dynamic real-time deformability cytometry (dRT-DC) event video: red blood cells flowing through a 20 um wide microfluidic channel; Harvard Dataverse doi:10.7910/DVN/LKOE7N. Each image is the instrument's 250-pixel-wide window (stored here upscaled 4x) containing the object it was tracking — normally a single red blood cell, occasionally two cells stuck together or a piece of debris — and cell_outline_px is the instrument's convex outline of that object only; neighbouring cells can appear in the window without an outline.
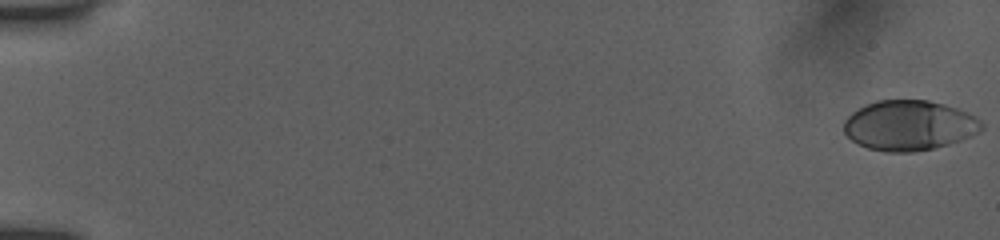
{"species": "human", "species_latin": "Homo sapiens", "temperature_condition": "room temperature", "stored_images_in_passage": 54, "camera_frame_rate_fps": 3000, "um_per_image_px": 0.085, "donor": {"sex": "female"}, "frame": {"image": 1, "passage_image": 1, "time_ms": 0.0, "image_size_px": [1000, 240], "cell_outline_px": [[984, 128], [968, 136], [948, 144], [932, 148], [912, 152], [888, 152], [868, 148], [852, 140], [844, 132], [844, 120], [852, 112], [864, 104], [876, 100], [928, 100], [944, 104], [968, 112], [976, 116], [984, 124]], "centroid_in_image_um": [77.26, 10.64], "position_along_channel_um": 7.7, "area_um2": 40.06}}
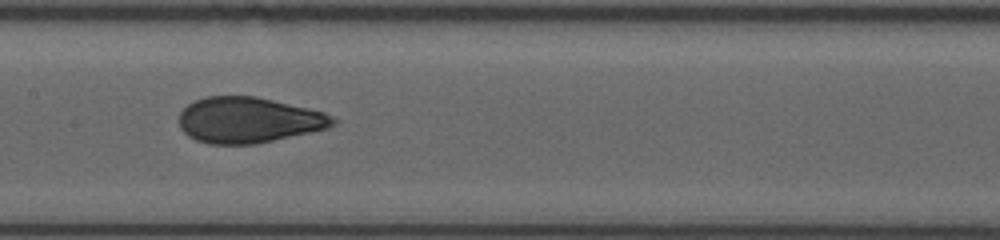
{"frame": {"image": 2, "passage_image": 29, "time_ms": 9.333, "image_size_px": [1000, 240], "cell_outline_px": [[336, 124], [328, 128], [256, 144], [208, 144], [196, 140], [188, 136], [180, 128], [180, 112], [188, 104], [196, 100], [208, 96], [256, 96], [308, 108], [324, 112], [336, 120]], "centroid_in_image_um": [21.11, 10.21], "position_along_channel_um": 186.3, "area_um2": 40.86}}
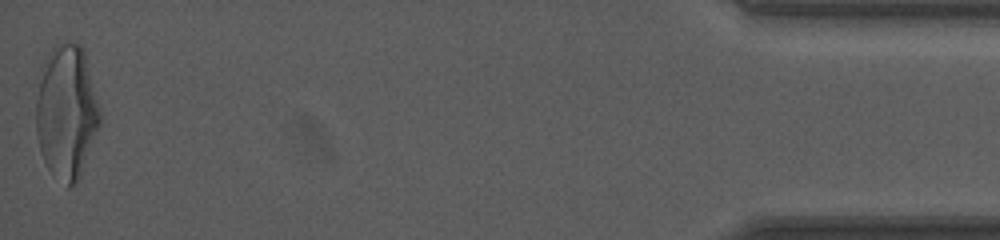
{"frame": {"image": 3, "passage_image": 54, "time_ms": 17.667, "image_size_px": [1000, 240], "cell_outline_px": [[100, 124], [80, 176], [68, 188], [52, 176], [40, 152], [36, 132], [36, 100], [40, 68], [48, 52], [56, 44], [68, 40], [80, 44], [84, 52], [100, 112]], "centroid_in_image_um": [5.62, 9.5], "position_along_channel_um": 429.6, "area_um2": 50.0}, "authors_computed_cell_mechanics": {"area_um2": 40.8357, "velocity_mm_per_s": 3.9229, "shape_relaxation_time_tau1_ms": 5.7843, "shape_relaxation_time_tau2_ms": 0.8724, "deformation_change_tau1": 0.2116, "deformation_change_tau2": 0.0745}}